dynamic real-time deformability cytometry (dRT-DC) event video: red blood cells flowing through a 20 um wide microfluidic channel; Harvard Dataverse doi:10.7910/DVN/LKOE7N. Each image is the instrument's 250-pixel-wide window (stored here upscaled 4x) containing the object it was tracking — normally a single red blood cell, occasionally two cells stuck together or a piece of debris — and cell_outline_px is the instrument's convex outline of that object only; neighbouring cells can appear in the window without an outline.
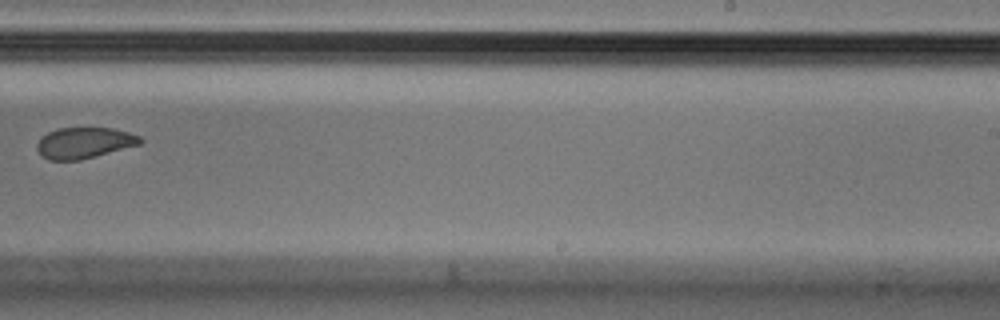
{"species": "Egyptian fruit bat (a non-hibernating species)", "species_latin": "Rousettus aegyptiacus", "temperature_condition": "cold", "stored_images_in_passage": 11, "camera_frame_rate_fps": 3000, "um_per_image_px": 0.085, "animal": {"sex": "male"}, "frame": {"image": 1, "passage_image": 10, "time_ms": 3.0, "image_size_px": [1000, 320], "cell_outline_px": [[144, 140], [140, 144], [96, 156], [80, 160], [48, 160], [40, 156], [36, 148], [36, 144], [48, 132], [56, 128], [112, 128], [128, 132], [140, 136]], "centroid_in_image_um": [7.14, 12.15], "position_along_channel_um": 281.9, "area_um2": 18.67}}
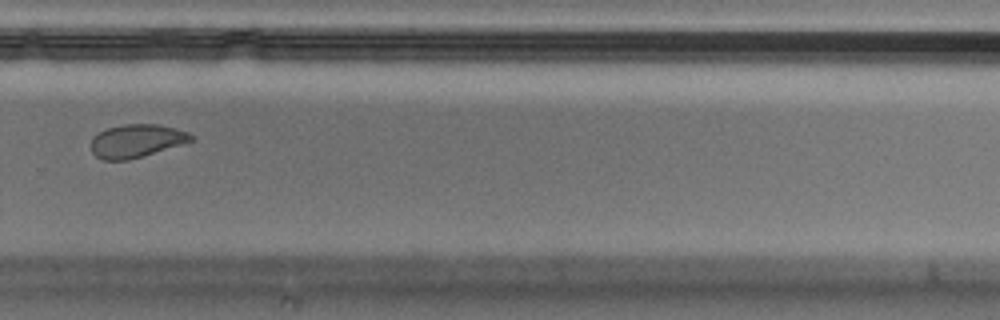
{"frame": {"image": 2, "passage_image": 11, "time_ms": 3.333, "image_size_px": [1000, 320], "cell_outline_px": [[196, 136], [192, 140], [180, 144], [128, 160], [104, 160], [96, 156], [92, 152], [92, 136], [108, 128], [124, 124], [160, 124], [188, 132]], "centroid_in_image_um": [11.58, 11.96], "position_along_channel_um": 318.2, "area_um2": 19.02}}